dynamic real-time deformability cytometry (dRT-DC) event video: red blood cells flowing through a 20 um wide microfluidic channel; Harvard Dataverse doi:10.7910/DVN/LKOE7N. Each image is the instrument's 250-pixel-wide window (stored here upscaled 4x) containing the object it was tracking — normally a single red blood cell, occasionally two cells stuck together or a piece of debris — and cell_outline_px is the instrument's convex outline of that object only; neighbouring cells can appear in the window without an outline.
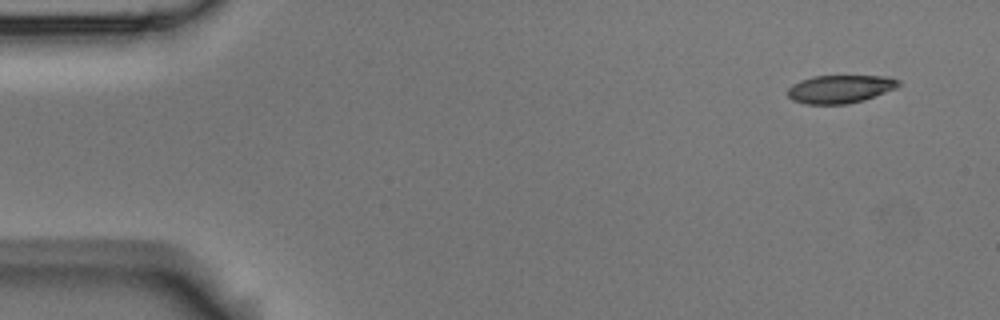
{"species": "Egyptian fruit bat (a non-hibernating species)", "species_latin": "Rousettus aegyptiacus", "temperature_condition": "room temperature", "stored_images_in_passage": 4, "camera_frame_rate_fps": 3000, "um_per_image_px": 0.085, "animal": {"sex": "male"}, "frame": {"image": 1, "passage_image": 1, "time_ms": 0.0, "image_size_px": [1000, 320], "cell_outline_px": [[904, 84], [896, 88], [864, 100], [848, 104], [804, 104], [792, 100], [788, 96], [788, 88], [792, 84], [800, 80], [812, 76], [888, 76], [900, 80]], "centroid_in_image_um": [71.43, 7.56], "position_along_channel_um": 13.6, "area_um2": 18.38}}
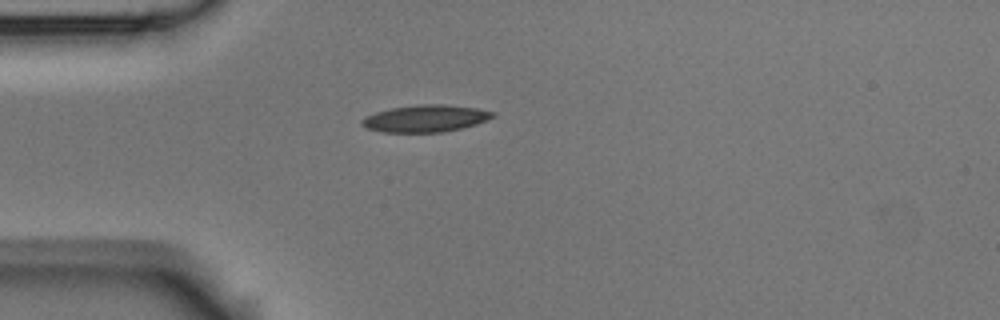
{"frame": {"image": 2, "passage_image": 4, "time_ms": 1.0, "image_size_px": [1000, 320], "cell_outline_px": [[496, 116], [476, 124], [444, 132], [384, 132], [368, 128], [360, 124], [360, 120], [364, 116], [376, 112], [392, 108], [420, 104], [444, 104], [476, 108], [496, 112]], "centroid_in_image_um": [36.17, 10.06], "position_along_channel_um": 48.8, "area_um2": 20.58}}